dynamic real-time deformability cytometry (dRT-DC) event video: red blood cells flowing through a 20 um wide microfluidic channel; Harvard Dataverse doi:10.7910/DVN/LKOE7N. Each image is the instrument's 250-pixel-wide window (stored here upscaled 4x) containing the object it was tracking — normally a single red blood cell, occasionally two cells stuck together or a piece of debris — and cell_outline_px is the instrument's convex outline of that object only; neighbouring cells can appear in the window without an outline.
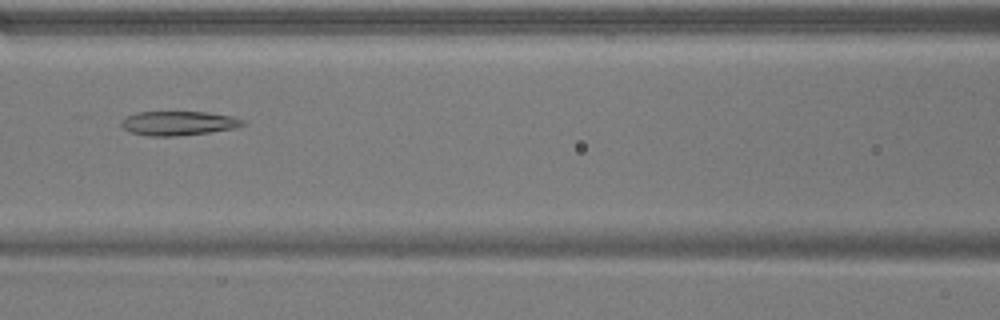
{"species": "common noctule bat (a hibernating species)", "species_latin": "Nyctalus noctula", "temperature_condition": "warm", "stored_images_in_passage": 52, "camera_frame_rate_fps": 3000, "um_per_image_px": 0.085, "animal": {"sex": "male", "body_mass_g": 17.9}, "frame": {"image": 1, "passage_image": 23, "time_ms": 7.333, "image_size_px": [1000, 320], "cell_outline_px": [[248, 124], [236, 128], [208, 132], [172, 136], [148, 136], [132, 132], [124, 128], [120, 124], [120, 120], [128, 116], [140, 112], [204, 112], [232, 116], [244, 120]], "centroid_in_image_um": [15.2, 10.47], "position_along_channel_um": 151.4, "area_um2": 16.99}}
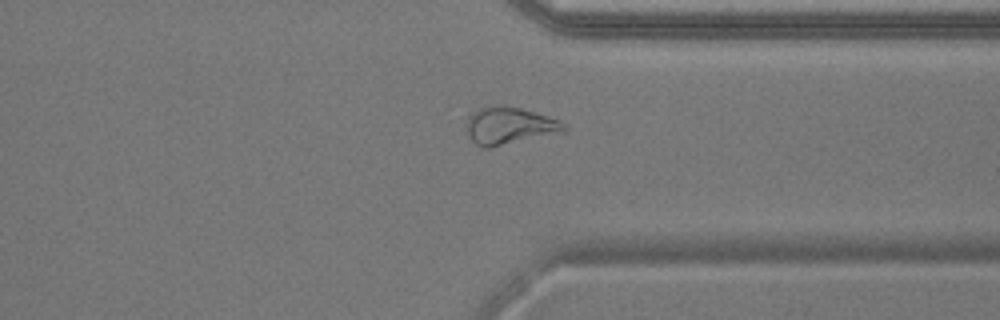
{"frame": {"image": 2, "passage_image": 40, "time_ms": 13.0, "image_size_px": [1000, 320], "cell_outline_px": [[568, 128], [564, 132], [488, 148], [484, 148], [476, 144], [468, 136], [468, 112], [492, 104], [500, 104], [520, 108], [548, 116], [560, 120]], "centroid_in_image_um": [43.29, 10.67], "position_along_channel_um": 368.1, "area_um2": 21.33}}
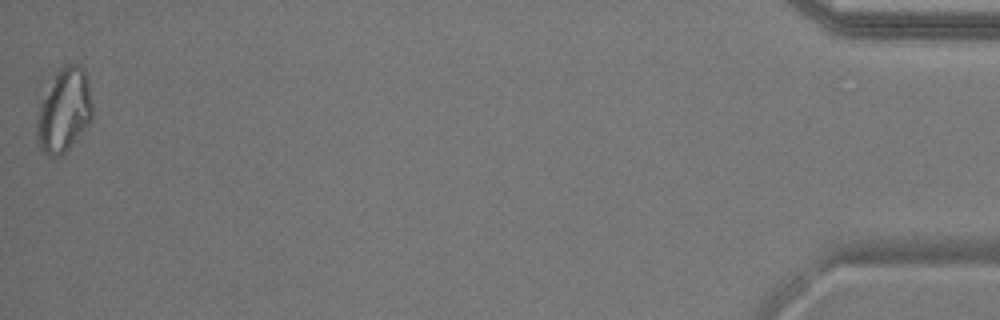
{"frame": {"image": 3, "passage_image": 52, "time_ms": 17.0, "image_size_px": [1000, 320], "cell_outline_px": [[92, 116], [88, 124], [68, 148], [60, 156], [48, 156], [40, 148], [36, 140], [36, 120], [40, 100], [56, 72], [64, 64], [80, 64], [84, 68], [88, 80], [92, 104]], "centroid_in_image_um": [5.42, 9.35], "position_along_channel_um": 429.8, "area_um2": 27.22}, "authors_computed_cell_mechanics": {"area_um2": 22.4553, "velocity_mm_per_s": 3.8383, "shape_relaxation_time_tau1_ms": null, "shape_relaxation_time_tau2_ms": 4.6818, "deformation_change_tau1": null, "deformation_change_tau2": 0.1379}}